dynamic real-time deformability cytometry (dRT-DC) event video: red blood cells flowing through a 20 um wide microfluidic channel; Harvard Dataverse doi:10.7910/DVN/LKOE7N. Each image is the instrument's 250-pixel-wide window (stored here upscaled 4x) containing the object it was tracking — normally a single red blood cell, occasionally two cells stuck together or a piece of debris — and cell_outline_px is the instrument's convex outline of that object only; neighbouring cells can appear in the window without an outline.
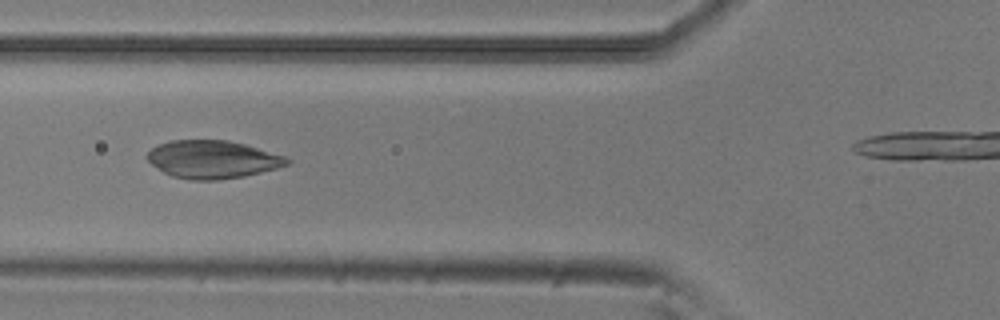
{"species": "common noctule bat (a hibernating species)", "species_latin": "Nyctalus noctula", "temperature_condition": "room temperature", "stored_images_in_passage": 8, "segment_of_instrument_passage": [1, 2], "camera_frame_rate_fps": 3000, "um_per_image_px": 0.085, "animal": {"sex": "male", "body_mass_g": 20.5, "forearm_length_mm": 52.5}, "frame": {"image": 1, "passage_image": 5, "time_ms": 1.333, "image_size_px": [1000, 320], "cell_outline_px": [[292, 160], [288, 164], [276, 168], [244, 176], [216, 180], [192, 180], [172, 176], [164, 172], [152, 164], [144, 156], [152, 148], [168, 140], [228, 140], [244, 144], [284, 156]], "centroid_in_image_um": [18.04, 13.54], "position_along_channel_um": 107.8, "area_um2": 30.63}}
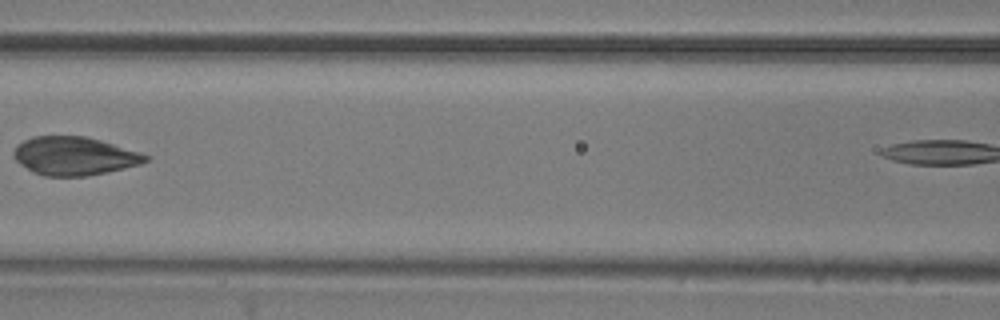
{"frame": {"image": 2, "passage_image": 6, "time_ms": 1.667, "image_size_px": [1000, 320], "cell_outline_px": [[152, 156], [148, 160], [140, 164], [124, 168], [88, 176], [44, 176], [32, 172], [20, 164], [12, 156], [12, 152], [16, 144], [32, 136], [84, 136], [100, 140], [140, 152]], "centroid_in_image_um": [6.28, 13.26], "position_along_channel_um": 160.3, "area_um2": 29.65}}
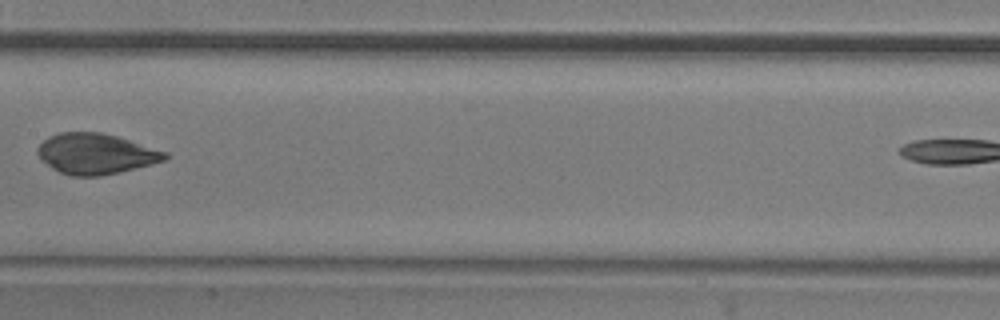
{"frame": {"image": 3, "passage_image": 7, "time_ms": 2.0, "image_size_px": [1000, 320], "cell_outline_px": [[168, 156], [164, 160], [152, 164], [120, 172], [100, 176], [68, 176], [52, 168], [36, 152], [36, 148], [48, 136], [60, 132], [100, 132], [116, 136], [168, 152]], "centroid_in_image_um": [8.13, 13.07], "position_along_channel_um": 199.3, "area_um2": 30.0}}